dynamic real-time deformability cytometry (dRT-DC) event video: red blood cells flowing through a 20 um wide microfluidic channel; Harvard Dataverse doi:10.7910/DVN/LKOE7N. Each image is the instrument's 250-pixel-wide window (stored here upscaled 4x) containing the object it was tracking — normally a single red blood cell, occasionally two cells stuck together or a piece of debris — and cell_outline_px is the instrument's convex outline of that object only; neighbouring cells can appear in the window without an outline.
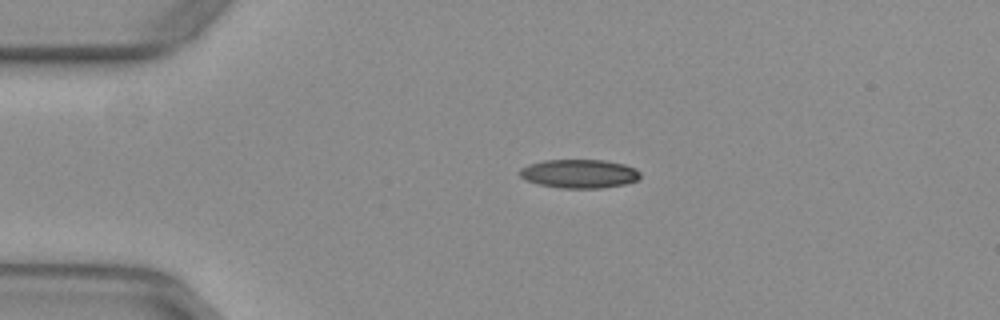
{"species": "common noctule bat (a hibernating species)", "species_latin": "Nyctalus noctula", "temperature_condition": "warm", "stored_images_in_passage": 42, "camera_frame_rate_fps": 3000, "um_per_image_px": 0.085, "animal": {"sex": "female", "body_mass_g": 29.2, "forearm_length_mm": 56.3}, "frame": {"image": 1, "passage_image": 1, "time_ms": 0.0, "image_size_px": [1000, 320], "cell_outline_px": [[640, 176], [636, 180], [624, 184], [604, 188], [560, 188], [536, 184], [520, 176], [520, 168], [528, 164], [544, 160], [604, 160], [624, 164], [636, 168], [640, 172]], "centroid_in_image_um": [49.23, 14.76], "position_along_channel_um": 35.8, "area_um2": 20.23}}
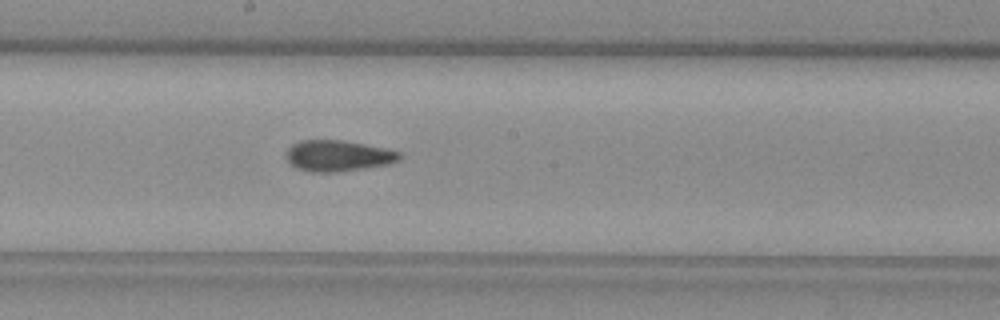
{"frame": {"image": 2, "passage_image": 18, "time_ms": 5.667, "image_size_px": [1000, 320], "cell_outline_px": [[400, 160], [388, 164], [364, 168], [336, 172], [308, 172], [296, 168], [284, 156], [288, 148], [292, 144], [300, 140], [340, 140], [364, 144], [384, 148], [400, 152]], "centroid_in_image_um": [28.69, 13.24], "position_along_channel_um": 219.5, "area_um2": 20.46}}
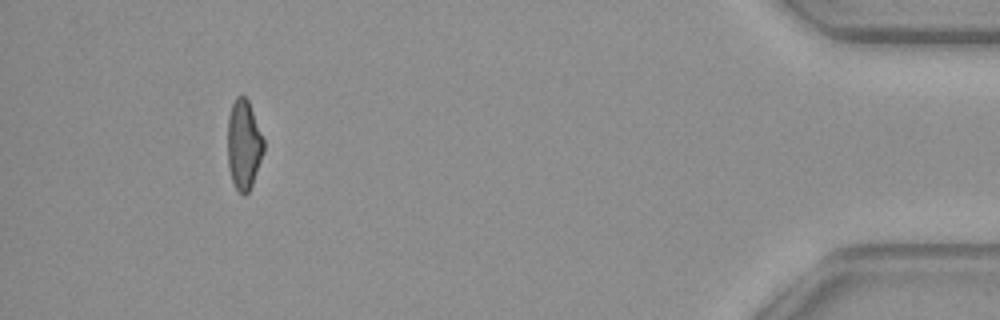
{"frame": {"image": 3, "passage_image": 38, "time_ms": 12.333, "image_size_px": [1000, 320], "cell_outline_px": [[264, 152], [252, 184], [248, 192], [244, 196], [236, 188], [232, 180], [228, 168], [228, 116], [232, 104], [236, 96], [244, 96], [248, 100], [264, 140]], "centroid_in_image_um": [20.72, 12.3], "position_along_channel_um": 414.5, "area_um2": 18.73}, "authors_computed_cell_mechanics": {"area_um2": 20.0855, "velocity_mm_per_s": 3.9548, "shape_relaxation_time_tau1_ms": null, "shape_relaxation_time_tau2_ms": 2.2317, "deformation_change_tau1": null, "deformation_change_tau2": 0.1021}}